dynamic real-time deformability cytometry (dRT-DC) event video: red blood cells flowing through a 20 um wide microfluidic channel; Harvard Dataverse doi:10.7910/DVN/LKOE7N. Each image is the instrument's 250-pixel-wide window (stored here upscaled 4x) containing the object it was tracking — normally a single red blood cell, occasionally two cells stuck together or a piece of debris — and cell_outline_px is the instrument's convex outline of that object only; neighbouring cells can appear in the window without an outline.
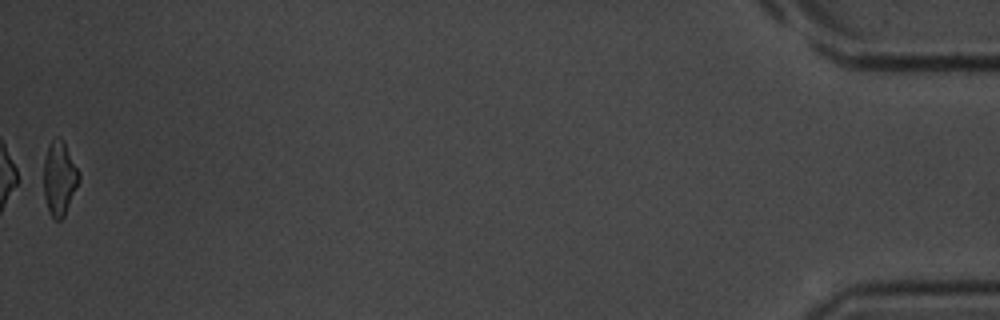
{"species": "common noctule bat (a hibernating species)", "species_latin": "Nyctalus noctula", "temperature_condition": "room temperature", "stored_images_in_passage": 42, "camera_frame_rate_fps": 3000, "um_per_image_px": 0.085, "animal": {"sex": "male", "body_mass_g": 20.1, "forearm_length_mm": 53.5}, "frame": {"image": 1, "passage_image": 42, "time_ms": 13.667, "image_size_px": [1000, 320], "cell_outline_px": [[80, 180], [64, 216], [60, 220], [56, 220], [48, 212], [44, 196], [44, 160], [48, 144], [56, 136], [60, 136], [80, 172]], "centroid_in_image_um": [5.05, 15.15], "position_along_channel_um": 430.2, "area_um2": 15.26}}